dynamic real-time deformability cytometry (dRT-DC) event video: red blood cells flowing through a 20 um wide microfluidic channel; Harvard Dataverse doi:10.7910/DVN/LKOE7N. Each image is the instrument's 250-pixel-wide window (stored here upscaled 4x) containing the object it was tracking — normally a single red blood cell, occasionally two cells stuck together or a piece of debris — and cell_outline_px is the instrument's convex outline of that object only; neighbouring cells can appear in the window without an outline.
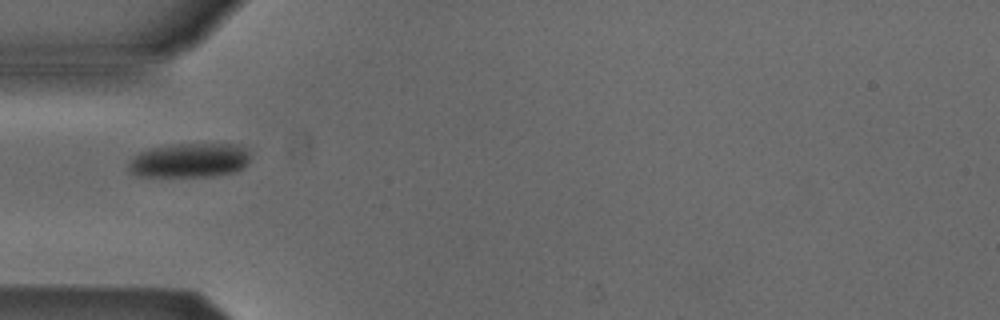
{"species": "Egyptian fruit bat (a non-hibernating species)", "species_latin": "Rousettus aegyptiacus", "temperature_condition": "cold", "stored_images_in_passage": 4, "camera_frame_rate_fps": 3000, "um_per_image_px": 0.085, "animal": {"sex": "male"}, "frame": {"image": 1, "passage_image": 1, "time_ms": 0.0, "image_size_px": [1000, 320], "cell_outline_px": [[248, 160], [236, 172], [212, 176], [136, 176], [128, 172], [128, 164], [132, 156], [148, 148], [172, 144], [236, 144], [248, 148]], "centroid_in_image_um": [16.05, 13.62], "position_along_channel_um": 69.0, "area_um2": 24.51}}
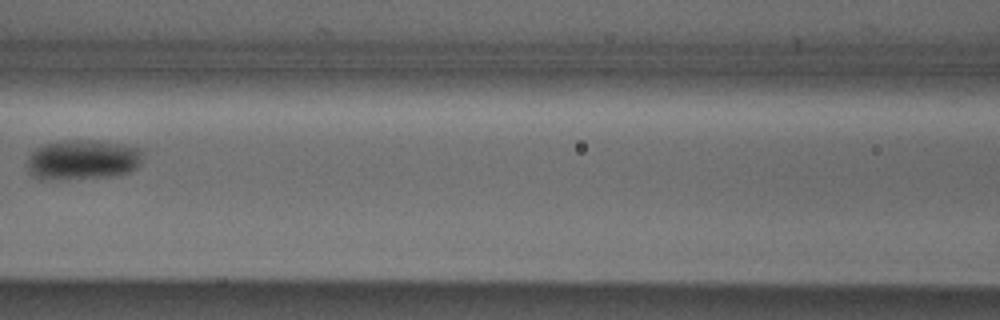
{"frame": {"image": 2, "passage_image": 3, "time_ms": 0.667, "image_size_px": [1000, 320], "cell_outline_px": [[140, 164], [132, 172], [116, 176], [56, 180], [40, 180], [32, 176], [28, 172], [28, 156], [36, 148], [44, 144], [64, 140], [96, 140], [124, 144], [140, 148]], "centroid_in_image_um": [7.0, 13.59], "position_along_channel_um": 159.6, "area_um2": 27.4}}
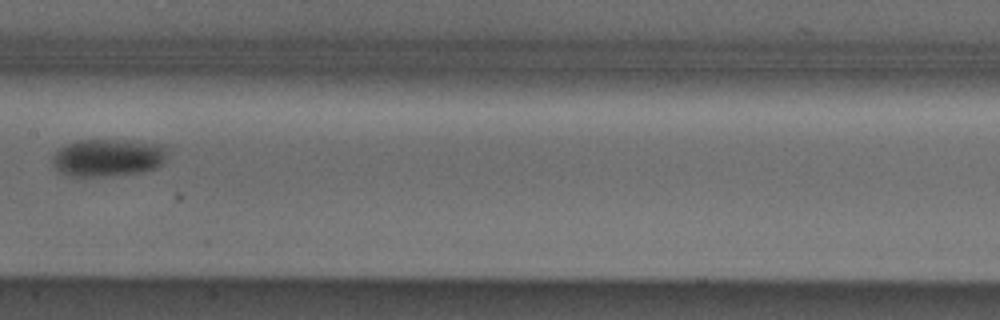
{"frame": {"image": 3, "passage_image": 4, "time_ms": 1.0, "image_size_px": [1000, 320], "cell_outline_px": [[168, 144], [164, 164], [156, 168], [140, 172], [112, 176], [72, 176], [60, 172], [52, 164], [52, 156], [60, 148], [76, 140], [136, 140]], "centroid_in_image_um": [9.25, 13.38], "position_along_channel_um": 198.2, "area_um2": 25.61}}